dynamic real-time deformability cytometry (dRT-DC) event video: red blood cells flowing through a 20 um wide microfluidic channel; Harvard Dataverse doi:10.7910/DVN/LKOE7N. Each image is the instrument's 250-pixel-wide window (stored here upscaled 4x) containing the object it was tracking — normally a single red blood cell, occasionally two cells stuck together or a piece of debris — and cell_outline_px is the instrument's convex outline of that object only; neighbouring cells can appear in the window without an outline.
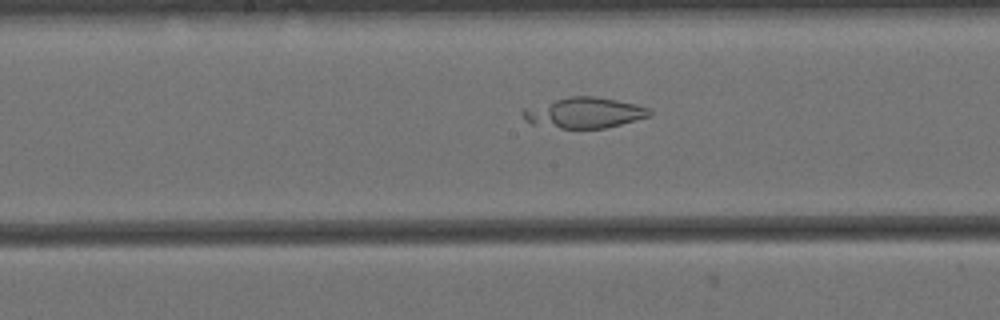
{"species": "Egyptian fruit bat (a non-hibernating species)", "species_latin": "Rousettus aegyptiacus", "temperature_condition": "cold", "stored_images_in_passage": 43, "camera_frame_rate_fps": 3000, "um_per_image_px": 0.085, "animal": {"sex": "female"}, "frame": {"image": 1, "passage_image": 14, "time_ms": 4.333, "image_size_px": [1000, 320], "cell_outline_px": [[652, 116], [604, 128], [560, 128], [532, 124], [524, 120], [520, 112], [524, 108], [568, 96], [596, 96], [636, 104], [648, 108], [652, 112]], "centroid_in_image_um": [49.64, 9.58], "position_along_channel_um": 198.6, "area_um2": 22.6}}
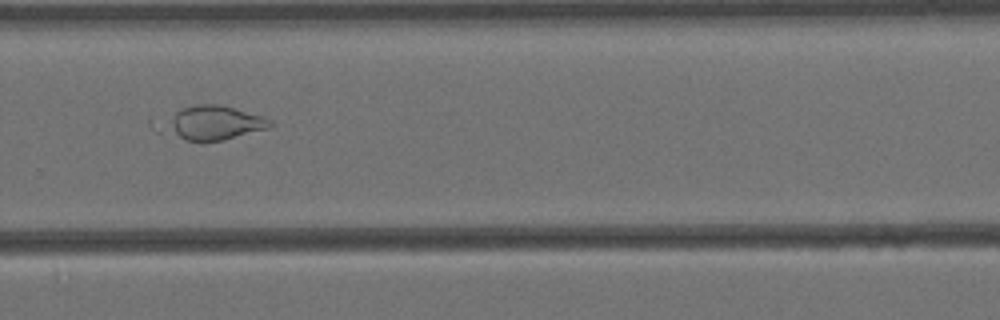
{"frame": {"image": 2, "passage_image": 24, "time_ms": 7.667, "image_size_px": [1000, 320], "cell_outline_px": [[272, 124], [268, 128], [220, 140], [188, 140], [172, 132], [176, 112], [180, 108], [196, 104], [220, 104], [264, 116], [272, 120]], "centroid_in_image_um": [18.39, 10.39], "position_along_channel_um": 311.4, "area_um2": 19.42}}
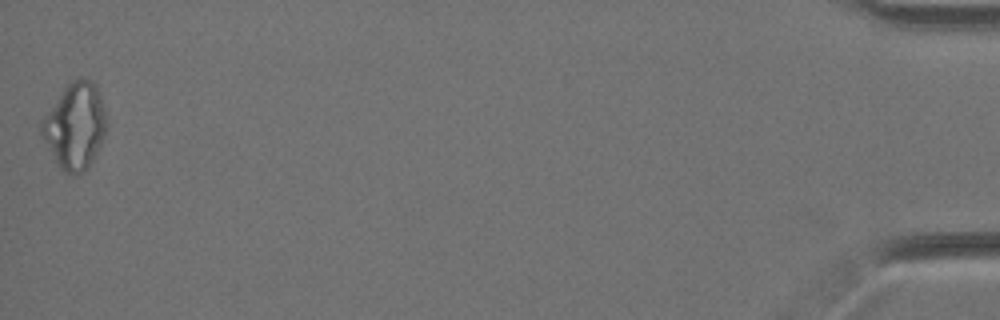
{"frame": {"image": 3, "passage_image": 43, "time_ms": 14.0, "image_size_px": [1000, 320], "cell_outline_px": [[108, 120], [104, 136], [88, 168], [84, 172], [76, 176], [72, 176], [64, 172], [56, 164], [40, 136], [40, 120], [64, 88], [72, 80], [92, 80], [96, 84]], "centroid_in_image_um": [6.35, 10.76], "position_along_channel_um": 428.8, "area_um2": 32.77}}